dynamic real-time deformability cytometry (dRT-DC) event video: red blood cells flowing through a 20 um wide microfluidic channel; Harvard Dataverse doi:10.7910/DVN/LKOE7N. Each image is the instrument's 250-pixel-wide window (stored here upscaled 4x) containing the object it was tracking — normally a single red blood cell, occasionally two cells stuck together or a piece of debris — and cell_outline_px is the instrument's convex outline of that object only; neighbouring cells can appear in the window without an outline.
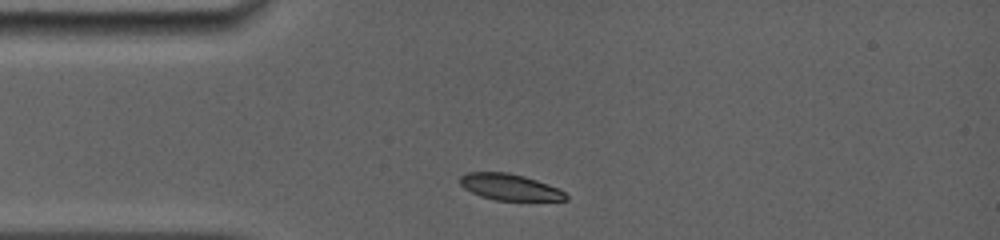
{"species": "common noctule bat (a hibernating species)", "species_latin": "Nyctalus noctula", "temperature_condition": "room temperature", "stored_images_in_passage": 15, "camera_frame_rate_fps": 5000, "um_per_image_px": 0.085, "animal": {"sex": "female", "body_mass_g": 19.0, "forearm_length_mm": 56.7}, "frame": {"image": 1, "passage_image": 1, "time_ms": 0.0, "image_size_px": [1000, 240], "cell_outline_px": [[568, 200], [496, 200], [480, 196], [464, 188], [460, 184], [460, 176], [468, 172], [508, 172], [524, 176], [548, 184], [564, 192], [568, 196]], "centroid_in_image_um": [43.31, 15.89], "position_along_channel_um": 41.7, "area_um2": 16.07}}
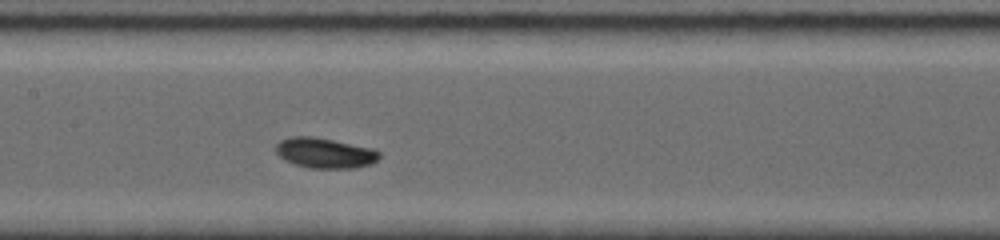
{"frame": {"image": 2, "passage_image": 9, "time_ms": 4.0, "image_size_px": [1000, 240], "cell_outline_px": [[380, 156], [372, 164], [352, 168], [308, 168], [284, 160], [276, 152], [276, 144], [280, 140], [292, 136], [312, 136], [372, 148], [380, 152]], "centroid_in_image_um": [27.6, 13.0], "position_along_channel_um": 179.8, "area_um2": 18.15}}
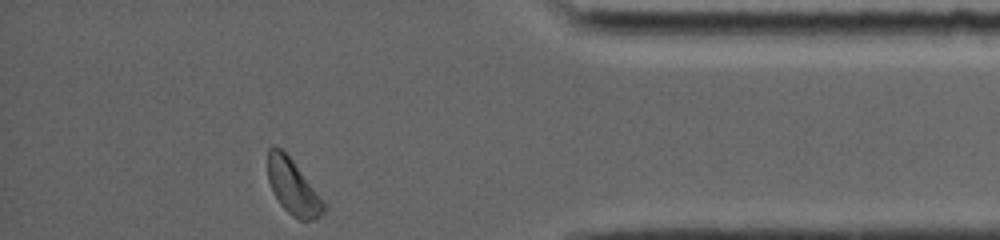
{"frame": {"image": 3, "passage_image": 15, "time_ms": 10.4, "image_size_px": [1000, 240], "cell_outline_px": [[324, 212], [320, 216], [312, 220], [300, 220], [292, 216], [280, 204], [268, 180], [268, 148], [272, 144], [280, 148], [292, 160], [324, 204]], "centroid_in_image_um": [24.85, 15.88], "position_along_channel_um": 410.4, "area_um2": 17.22}, "authors_computed_cell_mechanics": {"area_um2": 17.34, "velocity_mm_per_s": 3.8835, "shape_relaxation_time_tau1_ms": 1.5877, "shape_relaxation_time_tau2_ms": null, "deformation_change_tau1": 0.0919, "deformation_change_tau2": null}}